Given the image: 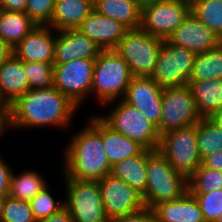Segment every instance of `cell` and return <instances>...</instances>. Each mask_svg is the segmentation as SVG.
<instances>
[{"instance_id": "cell-30", "label": "cell", "mask_w": 222, "mask_h": 222, "mask_svg": "<svg viewBox=\"0 0 222 222\" xmlns=\"http://www.w3.org/2000/svg\"><path fill=\"white\" fill-rule=\"evenodd\" d=\"M191 12L222 40V0H193Z\"/></svg>"}, {"instance_id": "cell-31", "label": "cell", "mask_w": 222, "mask_h": 222, "mask_svg": "<svg viewBox=\"0 0 222 222\" xmlns=\"http://www.w3.org/2000/svg\"><path fill=\"white\" fill-rule=\"evenodd\" d=\"M222 189V171L203 164L188 178V191L191 194H206Z\"/></svg>"}, {"instance_id": "cell-23", "label": "cell", "mask_w": 222, "mask_h": 222, "mask_svg": "<svg viewBox=\"0 0 222 222\" xmlns=\"http://www.w3.org/2000/svg\"><path fill=\"white\" fill-rule=\"evenodd\" d=\"M94 10L127 29L140 28L142 6L137 0H93Z\"/></svg>"}, {"instance_id": "cell-6", "label": "cell", "mask_w": 222, "mask_h": 222, "mask_svg": "<svg viewBox=\"0 0 222 222\" xmlns=\"http://www.w3.org/2000/svg\"><path fill=\"white\" fill-rule=\"evenodd\" d=\"M164 39L141 28L128 29L114 49L129 65L135 77H151Z\"/></svg>"}, {"instance_id": "cell-21", "label": "cell", "mask_w": 222, "mask_h": 222, "mask_svg": "<svg viewBox=\"0 0 222 222\" xmlns=\"http://www.w3.org/2000/svg\"><path fill=\"white\" fill-rule=\"evenodd\" d=\"M93 10V0H55L49 26L56 31L77 29Z\"/></svg>"}, {"instance_id": "cell-44", "label": "cell", "mask_w": 222, "mask_h": 222, "mask_svg": "<svg viewBox=\"0 0 222 222\" xmlns=\"http://www.w3.org/2000/svg\"><path fill=\"white\" fill-rule=\"evenodd\" d=\"M210 119L214 122L218 127L222 128V109L214 113Z\"/></svg>"}, {"instance_id": "cell-13", "label": "cell", "mask_w": 222, "mask_h": 222, "mask_svg": "<svg viewBox=\"0 0 222 222\" xmlns=\"http://www.w3.org/2000/svg\"><path fill=\"white\" fill-rule=\"evenodd\" d=\"M105 213L109 220L146 208L143 195L111 174L98 180Z\"/></svg>"}, {"instance_id": "cell-32", "label": "cell", "mask_w": 222, "mask_h": 222, "mask_svg": "<svg viewBox=\"0 0 222 222\" xmlns=\"http://www.w3.org/2000/svg\"><path fill=\"white\" fill-rule=\"evenodd\" d=\"M25 72L30 89L54 87V65L45 62H25Z\"/></svg>"}, {"instance_id": "cell-3", "label": "cell", "mask_w": 222, "mask_h": 222, "mask_svg": "<svg viewBox=\"0 0 222 222\" xmlns=\"http://www.w3.org/2000/svg\"><path fill=\"white\" fill-rule=\"evenodd\" d=\"M147 186L143 196L147 208L181 197L188 191V179L177 172L159 152L148 149Z\"/></svg>"}, {"instance_id": "cell-15", "label": "cell", "mask_w": 222, "mask_h": 222, "mask_svg": "<svg viewBox=\"0 0 222 222\" xmlns=\"http://www.w3.org/2000/svg\"><path fill=\"white\" fill-rule=\"evenodd\" d=\"M166 40L172 45L186 48L196 54L210 51L222 43L220 37L192 12Z\"/></svg>"}, {"instance_id": "cell-11", "label": "cell", "mask_w": 222, "mask_h": 222, "mask_svg": "<svg viewBox=\"0 0 222 222\" xmlns=\"http://www.w3.org/2000/svg\"><path fill=\"white\" fill-rule=\"evenodd\" d=\"M95 59L53 63L54 87L78 107L91 95Z\"/></svg>"}, {"instance_id": "cell-24", "label": "cell", "mask_w": 222, "mask_h": 222, "mask_svg": "<svg viewBox=\"0 0 222 222\" xmlns=\"http://www.w3.org/2000/svg\"><path fill=\"white\" fill-rule=\"evenodd\" d=\"M147 160L148 149H144L136 156L115 163L111 167L110 174L117 179L123 180L144 196L147 186Z\"/></svg>"}, {"instance_id": "cell-27", "label": "cell", "mask_w": 222, "mask_h": 222, "mask_svg": "<svg viewBox=\"0 0 222 222\" xmlns=\"http://www.w3.org/2000/svg\"><path fill=\"white\" fill-rule=\"evenodd\" d=\"M48 186L45 178L35 170H26L16 175H11L8 196L11 198L29 202L41 190Z\"/></svg>"}, {"instance_id": "cell-34", "label": "cell", "mask_w": 222, "mask_h": 222, "mask_svg": "<svg viewBox=\"0 0 222 222\" xmlns=\"http://www.w3.org/2000/svg\"><path fill=\"white\" fill-rule=\"evenodd\" d=\"M0 222H37L27 201L6 196Z\"/></svg>"}, {"instance_id": "cell-16", "label": "cell", "mask_w": 222, "mask_h": 222, "mask_svg": "<svg viewBox=\"0 0 222 222\" xmlns=\"http://www.w3.org/2000/svg\"><path fill=\"white\" fill-rule=\"evenodd\" d=\"M54 62L67 63L76 59H96L101 48L78 29L55 31Z\"/></svg>"}, {"instance_id": "cell-7", "label": "cell", "mask_w": 222, "mask_h": 222, "mask_svg": "<svg viewBox=\"0 0 222 222\" xmlns=\"http://www.w3.org/2000/svg\"><path fill=\"white\" fill-rule=\"evenodd\" d=\"M159 152L187 179L202 164L198 151L196 124L160 136Z\"/></svg>"}, {"instance_id": "cell-48", "label": "cell", "mask_w": 222, "mask_h": 222, "mask_svg": "<svg viewBox=\"0 0 222 222\" xmlns=\"http://www.w3.org/2000/svg\"><path fill=\"white\" fill-rule=\"evenodd\" d=\"M216 222H222V212L220 213L219 218L217 219Z\"/></svg>"}, {"instance_id": "cell-39", "label": "cell", "mask_w": 222, "mask_h": 222, "mask_svg": "<svg viewBox=\"0 0 222 222\" xmlns=\"http://www.w3.org/2000/svg\"><path fill=\"white\" fill-rule=\"evenodd\" d=\"M205 167H209L218 171H222V150H218L213 154H209L202 160Z\"/></svg>"}, {"instance_id": "cell-8", "label": "cell", "mask_w": 222, "mask_h": 222, "mask_svg": "<svg viewBox=\"0 0 222 222\" xmlns=\"http://www.w3.org/2000/svg\"><path fill=\"white\" fill-rule=\"evenodd\" d=\"M65 208L75 222H109L98 181L76 180L63 174Z\"/></svg>"}, {"instance_id": "cell-9", "label": "cell", "mask_w": 222, "mask_h": 222, "mask_svg": "<svg viewBox=\"0 0 222 222\" xmlns=\"http://www.w3.org/2000/svg\"><path fill=\"white\" fill-rule=\"evenodd\" d=\"M196 55L164 40L151 78L162 89L187 86Z\"/></svg>"}, {"instance_id": "cell-36", "label": "cell", "mask_w": 222, "mask_h": 222, "mask_svg": "<svg viewBox=\"0 0 222 222\" xmlns=\"http://www.w3.org/2000/svg\"><path fill=\"white\" fill-rule=\"evenodd\" d=\"M55 0H27L25 13L39 26H49Z\"/></svg>"}, {"instance_id": "cell-46", "label": "cell", "mask_w": 222, "mask_h": 222, "mask_svg": "<svg viewBox=\"0 0 222 222\" xmlns=\"http://www.w3.org/2000/svg\"><path fill=\"white\" fill-rule=\"evenodd\" d=\"M139 2V4L143 7L147 4H151V3H155L159 0H137Z\"/></svg>"}, {"instance_id": "cell-33", "label": "cell", "mask_w": 222, "mask_h": 222, "mask_svg": "<svg viewBox=\"0 0 222 222\" xmlns=\"http://www.w3.org/2000/svg\"><path fill=\"white\" fill-rule=\"evenodd\" d=\"M51 194L52 192L49 190L48 185L29 201L36 221L48 218L65 207L64 201H60L59 199L56 201Z\"/></svg>"}, {"instance_id": "cell-41", "label": "cell", "mask_w": 222, "mask_h": 222, "mask_svg": "<svg viewBox=\"0 0 222 222\" xmlns=\"http://www.w3.org/2000/svg\"><path fill=\"white\" fill-rule=\"evenodd\" d=\"M37 222H75L72 215L64 207L59 212L49 216L48 218L38 220Z\"/></svg>"}, {"instance_id": "cell-37", "label": "cell", "mask_w": 222, "mask_h": 222, "mask_svg": "<svg viewBox=\"0 0 222 222\" xmlns=\"http://www.w3.org/2000/svg\"><path fill=\"white\" fill-rule=\"evenodd\" d=\"M109 222H157L152 209L144 208L133 214L109 220Z\"/></svg>"}, {"instance_id": "cell-19", "label": "cell", "mask_w": 222, "mask_h": 222, "mask_svg": "<svg viewBox=\"0 0 222 222\" xmlns=\"http://www.w3.org/2000/svg\"><path fill=\"white\" fill-rule=\"evenodd\" d=\"M152 210L157 222H206L196 198L189 191L177 199L157 204Z\"/></svg>"}, {"instance_id": "cell-40", "label": "cell", "mask_w": 222, "mask_h": 222, "mask_svg": "<svg viewBox=\"0 0 222 222\" xmlns=\"http://www.w3.org/2000/svg\"><path fill=\"white\" fill-rule=\"evenodd\" d=\"M27 0H0V10L25 12Z\"/></svg>"}, {"instance_id": "cell-22", "label": "cell", "mask_w": 222, "mask_h": 222, "mask_svg": "<svg viewBox=\"0 0 222 222\" xmlns=\"http://www.w3.org/2000/svg\"><path fill=\"white\" fill-rule=\"evenodd\" d=\"M187 86L201 118H210L222 109V79L189 80Z\"/></svg>"}, {"instance_id": "cell-45", "label": "cell", "mask_w": 222, "mask_h": 222, "mask_svg": "<svg viewBox=\"0 0 222 222\" xmlns=\"http://www.w3.org/2000/svg\"><path fill=\"white\" fill-rule=\"evenodd\" d=\"M5 131L7 132V125L0 119V137L4 135Z\"/></svg>"}, {"instance_id": "cell-25", "label": "cell", "mask_w": 222, "mask_h": 222, "mask_svg": "<svg viewBox=\"0 0 222 222\" xmlns=\"http://www.w3.org/2000/svg\"><path fill=\"white\" fill-rule=\"evenodd\" d=\"M102 142L111 166L140 154L145 148L125 135L113 131L102 121Z\"/></svg>"}, {"instance_id": "cell-38", "label": "cell", "mask_w": 222, "mask_h": 222, "mask_svg": "<svg viewBox=\"0 0 222 222\" xmlns=\"http://www.w3.org/2000/svg\"><path fill=\"white\" fill-rule=\"evenodd\" d=\"M13 171L0 156V198L8 196Z\"/></svg>"}, {"instance_id": "cell-42", "label": "cell", "mask_w": 222, "mask_h": 222, "mask_svg": "<svg viewBox=\"0 0 222 222\" xmlns=\"http://www.w3.org/2000/svg\"><path fill=\"white\" fill-rule=\"evenodd\" d=\"M11 117V105L0 91V119L7 125Z\"/></svg>"}, {"instance_id": "cell-5", "label": "cell", "mask_w": 222, "mask_h": 222, "mask_svg": "<svg viewBox=\"0 0 222 222\" xmlns=\"http://www.w3.org/2000/svg\"><path fill=\"white\" fill-rule=\"evenodd\" d=\"M116 101H118L116 106L108 114L104 116L98 115V117L113 131L138 142L145 149L157 150L161 136L158 128L139 109L129 105L122 99L110 101L104 105L112 104Z\"/></svg>"}, {"instance_id": "cell-10", "label": "cell", "mask_w": 222, "mask_h": 222, "mask_svg": "<svg viewBox=\"0 0 222 222\" xmlns=\"http://www.w3.org/2000/svg\"><path fill=\"white\" fill-rule=\"evenodd\" d=\"M191 12V4L179 0H159L142 7L140 28L166 40Z\"/></svg>"}, {"instance_id": "cell-12", "label": "cell", "mask_w": 222, "mask_h": 222, "mask_svg": "<svg viewBox=\"0 0 222 222\" xmlns=\"http://www.w3.org/2000/svg\"><path fill=\"white\" fill-rule=\"evenodd\" d=\"M200 119L188 86L163 89L160 135L194 125Z\"/></svg>"}, {"instance_id": "cell-1", "label": "cell", "mask_w": 222, "mask_h": 222, "mask_svg": "<svg viewBox=\"0 0 222 222\" xmlns=\"http://www.w3.org/2000/svg\"><path fill=\"white\" fill-rule=\"evenodd\" d=\"M78 106L57 88L30 89L11 104L7 129L69 127Z\"/></svg>"}, {"instance_id": "cell-18", "label": "cell", "mask_w": 222, "mask_h": 222, "mask_svg": "<svg viewBox=\"0 0 222 222\" xmlns=\"http://www.w3.org/2000/svg\"><path fill=\"white\" fill-rule=\"evenodd\" d=\"M101 50H114L128 30L123 24L93 10L77 28Z\"/></svg>"}, {"instance_id": "cell-26", "label": "cell", "mask_w": 222, "mask_h": 222, "mask_svg": "<svg viewBox=\"0 0 222 222\" xmlns=\"http://www.w3.org/2000/svg\"><path fill=\"white\" fill-rule=\"evenodd\" d=\"M37 24L25 13L0 10V38L15 48Z\"/></svg>"}, {"instance_id": "cell-4", "label": "cell", "mask_w": 222, "mask_h": 222, "mask_svg": "<svg viewBox=\"0 0 222 222\" xmlns=\"http://www.w3.org/2000/svg\"><path fill=\"white\" fill-rule=\"evenodd\" d=\"M134 76L115 50H102L95 59L91 95L98 104L122 99Z\"/></svg>"}, {"instance_id": "cell-20", "label": "cell", "mask_w": 222, "mask_h": 222, "mask_svg": "<svg viewBox=\"0 0 222 222\" xmlns=\"http://www.w3.org/2000/svg\"><path fill=\"white\" fill-rule=\"evenodd\" d=\"M30 90L25 72V62L14 54L0 64V91L11 105Z\"/></svg>"}, {"instance_id": "cell-28", "label": "cell", "mask_w": 222, "mask_h": 222, "mask_svg": "<svg viewBox=\"0 0 222 222\" xmlns=\"http://www.w3.org/2000/svg\"><path fill=\"white\" fill-rule=\"evenodd\" d=\"M222 79V43L195 57L189 80Z\"/></svg>"}, {"instance_id": "cell-2", "label": "cell", "mask_w": 222, "mask_h": 222, "mask_svg": "<svg viewBox=\"0 0 222 222\" xmlns=\"http://www.w3.org/2000/svg\"><path fill=\"white\" fill-rule=\"evenodd\" d=\"M62 172L76 180L98 181L111 172L102 142V120L97 114L66 144Z\"/></svg>"}, {"instance_id": "cell-49", "label": "cell", "mask_w": 222, "mask_h": 222, "mask_svg": "<svg viewBox=\"0 0 222 222\" xmlns=\"http://www.w3.org/2000/svg\"><path fill=\"white\" fill-rule=\"evenodd\" d=\"M179 1H184V2L191 4L193 0H179Z\"/></svg>"}, {"instance_id": "cell-17", "label": "cell", "mask_w": 222, "mask_h": 222, "mask_svg": "<svg viewBox=\"0 0 222 222\" xmlns=\"http://www.w3.org/2000/svg\"><path fill=\"white\" fill-rule=\"evenodd\" d=\"M50 26L37 25L13 48V54L23 62H54L56 34ZM55 35V36H54Z\"/></svg>"}, {"instance_id": "cell-47", "label": "cell", "mask_w": 222, "mask_h": 222, "mask_svg": "<svg viewBox=\"0 0 222 222\" xmlns=\"http://www.w3.org/2000/svg\"><path fill=\"white\" fill-rule=\"evenodd\" d=\"M3 204H4V198H0V219H1V216H2Z\"/></svg>"}, {"instance_id": "cell-35", "label": "cell", "mask_w": 222, "mask_h": 222, "mask_svg": "<svg viewBox=\"0 0 222 222\" xmlns=\"http://www.w3.org/2000/svg\"><path fill=\"white\" fill-rule=\"evenodd\" d=\"M206 222H216L222 212V189L206 194H192Z\"/></svg>"}, {"instance_id": "cell-43", "label": "cell", "mask_w": 222, "mask_h": 222, "mask_svg": "<svg viewBox=\"0 0 222 222\" xmlns=\"http://www.w3.org/2000/svg\"><path fill=\"white\" fill-rule=\"evenodd\" d=\"M13 55V48L0 38V64Z\"/></svg>"}, {"instance_id": "cell-29", "label": "cell", "mask_w": 222, "mask_h": 222, "mask_svg": "<svg viewBox=\"0 0 222 222\" xmlns=\"http://www.w3.org/2000/svg\"><path fill=\"white\" fill-rule=\"evenodd\" d=\"M198 151L203 160L209 154L222 150V128L210 118H201L196 123Z\"/></svg>"}, {"instance_id": "cell-14", "label": "cell", "mask_w": 222, "mask_h": 222, "mask_svg": "<svg viewBox=\"0 0 222 222\" xmlns=\"http://www.w3.org/2000/svg\"><path fill=\"white\" fill-rule=\"evenodd\" d=\"M163 89L151 77H133L122 100L139 109L159 131Z\"/></svg>"}]
</instances>
